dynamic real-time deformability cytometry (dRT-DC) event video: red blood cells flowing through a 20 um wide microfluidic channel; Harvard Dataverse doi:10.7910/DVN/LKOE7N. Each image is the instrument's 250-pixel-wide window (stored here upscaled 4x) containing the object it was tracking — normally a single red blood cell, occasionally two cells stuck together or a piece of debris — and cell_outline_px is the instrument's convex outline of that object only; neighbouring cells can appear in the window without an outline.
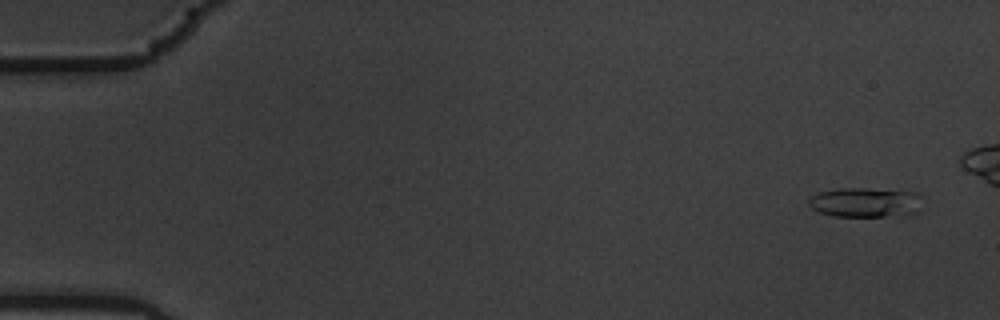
{"species": "common noctule bat (a hibernating species)", "species_latin": "Nyctalus noctula", "temperature_condition": "warm", "stored_images_in_passage": 13, "camera_frame_rate_fps": 3000, "um_per_image_px": 0.085, "animal": {"sex": "male", "body_mass_g": 19.5, "forearm_length_mm": 54.6}, "frame": {"image": 1, "passage_image": 3, "time_ms": 0.667, "image_size_px": [1000, 320], "cell_outline_px": [[920, 212], [908, 216], [832, 216], [820, 212], [812, 208], [808, 204], [808, 200], [812, 196], [820, 192], [836, 188], [864, 188], [920, 192]], "centroid_in_image_um": [73.62, 17.21], "position_along_channel_um": 11.4, "area_um2": 20.0}}